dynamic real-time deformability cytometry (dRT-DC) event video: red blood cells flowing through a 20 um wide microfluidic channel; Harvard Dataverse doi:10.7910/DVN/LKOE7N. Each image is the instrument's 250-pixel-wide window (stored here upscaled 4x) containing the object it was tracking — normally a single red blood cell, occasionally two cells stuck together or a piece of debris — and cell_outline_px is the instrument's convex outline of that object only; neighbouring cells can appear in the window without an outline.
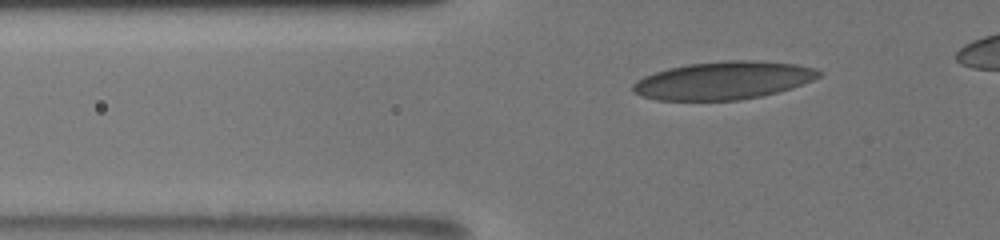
{"species": "human", "species_latin": "Homo sapiens", "temperature_condition": "room temperature", "stored_images_in_passage": 41, "camera_frame_rate_fps": 3000, "um_per_image_px": 0.085, "donor": {"sex": "male"}, "frame": {"image": 1, "passage_image": 9, "time_ms": 2.667, "image_size_px": [1000, 240], "cell_outline_px": [[820, 76], [812, 80], [792, 88], [760, 96], [740, 100], [656, 100], [640, 96], [632, 92], [632, 84], [636, 80], [644, 76], [668, 68], [688, 64], [728, 60], [752, 60], [796, 64], [816, 68], [820, 72]], "centroid_in_image_um": [61.45, 6.84], "position_along_channel_um": 64.4, "area_um2": 41.04}}
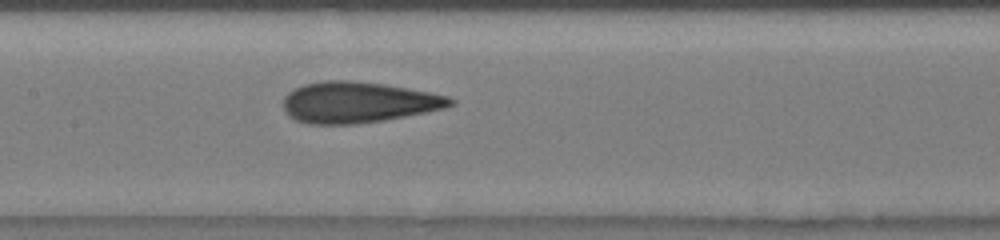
{"frame": {"image": 2, "passage_image": 19, "time_ms": 6.0, "image_size_px": [1000, 240], "cell_outline_px": [[456, 104], [444, 108], [384, 120], [356, 124], [308, 124], [296, 120], [288, 116], [284, 112], [284, 96], [288, 92], [304, 84], [324, 80], [352, 80], [384, 84], [428, 92], [448, 96], [456, 100]], "centroid_in_image_um": [30.41, 8.7], "position_along_channel_um": 177.0, "area_um2": 39.88}}
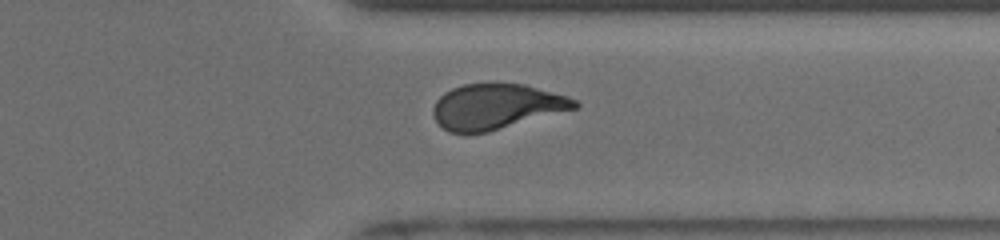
{"frame": {"image": 3, "passage_image": 34, "time_ms": 11.0, "image_size_px": [1000, 240], "cell_outline_px": [[580, 108], [488, 132], [448, 132], [436, 120], [432, 112], [432, 108], [436, 100], [444, 92], [452, 88], [464, 84], [524, 84], [568, 96], [576, 100], [580, 104]], "centroid_in_image_um": [42.23, 9.06], "position_along_channel_um": 369.2, "area_um2": 37.34}}